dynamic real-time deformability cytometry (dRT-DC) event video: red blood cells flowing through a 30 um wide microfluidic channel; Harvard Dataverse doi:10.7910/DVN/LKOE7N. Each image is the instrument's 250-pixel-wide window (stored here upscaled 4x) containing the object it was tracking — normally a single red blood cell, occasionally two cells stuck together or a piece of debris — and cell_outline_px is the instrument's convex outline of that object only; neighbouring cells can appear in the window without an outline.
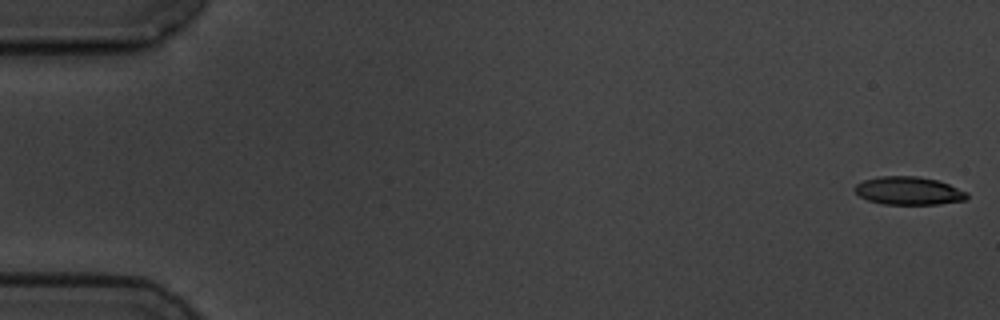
{"species": "common noctule bat (a hibernating species)", "species_latin": "Nyctalus noctula", "temperature_condition": "cold", "stored_images_in_passage": 10, "camera_frame_rate_fps": 3000, "um_per_image_px": 0.085, "animal": {"sex": "male", "body_mass_g": 19.5, "forearm_length_mm": 54.6}, "frame": {"image": 1, "passage_image": 1, "time_ms": 0.0, "image_size_px": [1000, 320], "cell_outline_px": [[968, 200], [940, 204], [884, 204], [868, 200], [860, 196], [852, 188], [856, 184], [864, 180], [880, 176], [916, 176], [936, 180], [948, 184], [968, 192]], "centroid_in_image_um": [77.25, 16.22], "position_along_channel_um": 7.8, "area_um2": 18.38}}
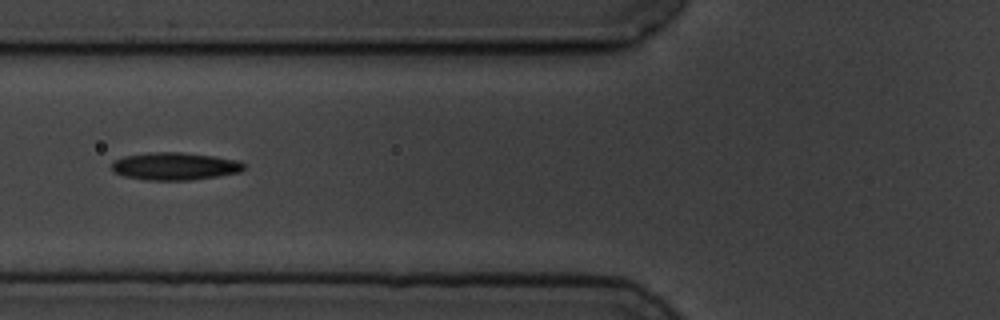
{"frame": {"image": 2, "passage_image": 7, "time_ms": 7.0, "image_size_px": [1000, 320], "cell_outline_px": [[244, 168], [240, 172], [192, 180], [148, 180], [124, 176], [116, 172], [112, 168], [112, 160], [124, 156], [148, 152], [180, 152], [212, 156], [236, 160], [244, 164]], "centroid_in_image_um": [14.82, 14.12], "position_along_channel_um": 111.0, "area_um2": 21.1}}
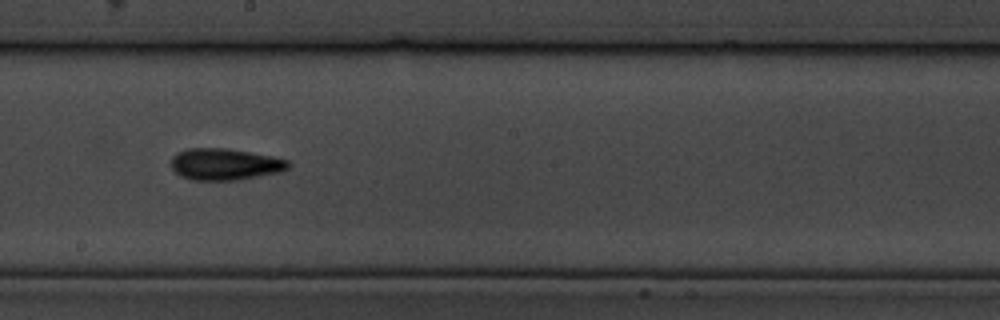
{"frame": {"image": 3, "passage_image": 10, "time_ms": 10.333, "image_size_px": [1000, 320], "cell_outline_px": [[292, 164], [288, 168], [280, 172], [236, 180], [192, 180], [180, 176], [172, 168], [172, 156], [176, 152], [188, 148], [224, 148], [272, 156], [288, 160]], "centroid_in_image_um": [19.11, 13.96], "position_along_channel_um": 229.1, "area_um2": 21.56}}